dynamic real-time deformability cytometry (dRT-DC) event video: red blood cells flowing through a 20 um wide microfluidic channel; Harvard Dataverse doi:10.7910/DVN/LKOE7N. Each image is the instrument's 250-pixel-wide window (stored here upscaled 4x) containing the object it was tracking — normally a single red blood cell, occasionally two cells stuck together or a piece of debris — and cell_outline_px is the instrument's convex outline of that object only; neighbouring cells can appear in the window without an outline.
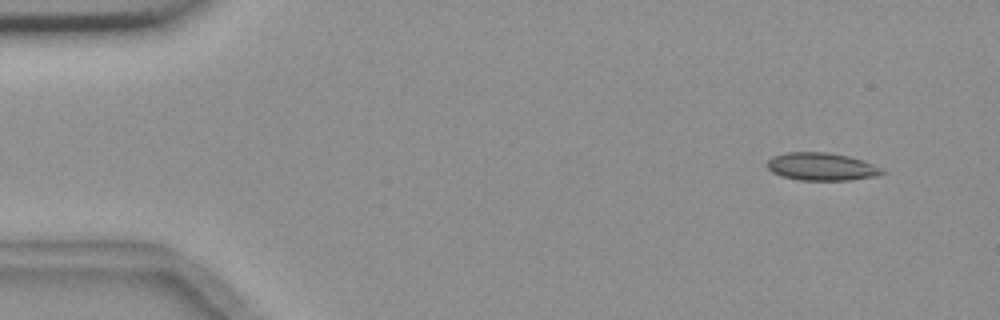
{"species": "common noctule bat (a hibernating species)", "species_latin": "Nyctalus noctula", "temperature_condition": "room temperature", "stored_images_in_passage": 4, "camera_frame_rate_fps": 3000, "um_per_image_px": 0.085, "animal": {"sex": "female", "body_mass_g": 18.4}, "frame": {"image": 1, "passage_image": 1, "time_ms": 0.0, "image_size_px": [1000, 320], "cell_outline_px": [[888, 172], [876, 176], [852, 180], [800, 180], [780, 176], [772, 172], [764, 164], [772, 156], [784, 152], [828, 152], [848, 156], [864, 160], [884, 168]], "centroid_in_image_um": [69.85, 14.16], "position_along_channel_um": 15.2, "area_um2": 19.02}}